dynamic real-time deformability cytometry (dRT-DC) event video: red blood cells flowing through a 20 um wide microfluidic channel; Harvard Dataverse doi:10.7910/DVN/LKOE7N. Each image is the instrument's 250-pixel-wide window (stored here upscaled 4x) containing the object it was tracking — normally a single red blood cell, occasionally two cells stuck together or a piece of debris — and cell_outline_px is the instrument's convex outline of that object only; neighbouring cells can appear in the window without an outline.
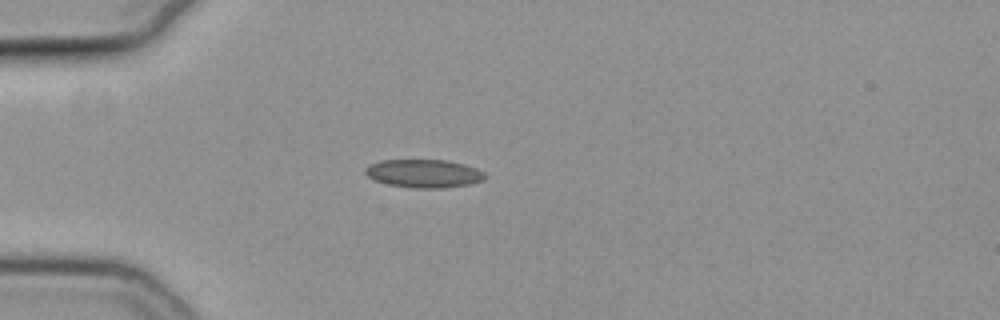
{"species": "common noctule bat (a hibernating species)", "species_latin": "Nyctalus noctula", "temperature_condition": "cold", "stored_images_in_passage": 17, "camera_frame_rate_fps": 3000, "um_per_image_px": 0.085, "animal": {"sex": "female", "body_mass_g": 19.3, "forearm_length_mm": 54.1}, "frame": {"image": 1, "passage_image": 10, "time_ms": 3.0, "image_size_px": [1000, 320], "cell_outline_px": [[488, 176], [484, 180], [468, 184], [440, 188], [416, 188], [388, 184], [376, 180], [368, 176], [364, 172], [364, 168], [380, 160], [448, 160], [464, 164], [476, 168], [484, 172]], "centroid_in_image_um": [36.06, 14.74], "position_along_channel_um": 48.9, "area_um2": 19.59}}
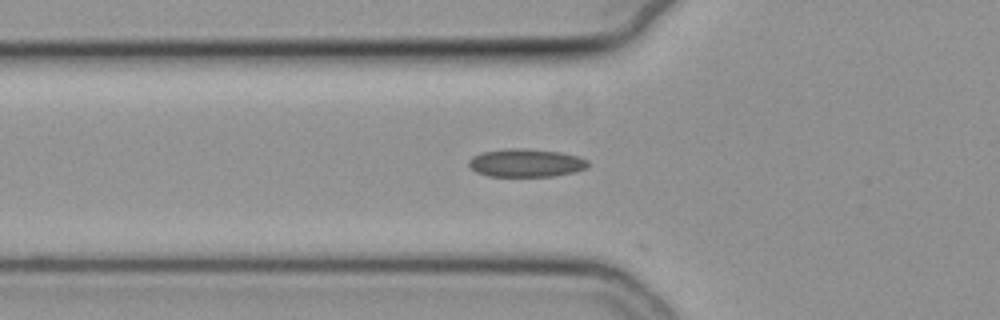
{"frame": {"image": 2, "passage_image": 14, "time_ms": 4.333, "image_size_px": [1000, 320], "cell_outline_px": [[588, 168], [576, 172], [552, 176], [488, 176], [476, 172], [468, 164], [468, 160], [472, 156], [480, 152], [508, 148], [524, 148], [560, 152], [576, 156], [588, 160]], "centroid_in_image_um": [44.69, 13.84], "position_along_channel_um": 81.1, "area_um2": 19.65}}